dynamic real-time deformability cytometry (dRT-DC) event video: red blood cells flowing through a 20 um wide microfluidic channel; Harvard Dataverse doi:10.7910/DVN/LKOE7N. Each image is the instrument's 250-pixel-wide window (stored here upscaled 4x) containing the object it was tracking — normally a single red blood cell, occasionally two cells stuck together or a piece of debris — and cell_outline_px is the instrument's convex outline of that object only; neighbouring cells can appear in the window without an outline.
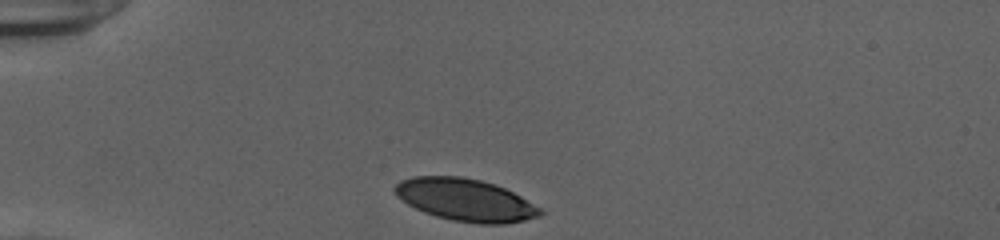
{"species": "human", "species_latin": "Homo sapiens", "temperature_condition": "cold", "stored_images_in_passage": 31, "camera_frame_rate_fps": 3000, "um_per_image_px": 0.085, "donor": {"sex": "female"}, "frame": {"image": 1, "passage_image": 1, "time_ms": 0.0, "image_size_px": [1000, 240], "cell_outline_px": [[544, 212], [540, 216], [524, 220], [504, 224], [480, 224], [452, 220], [436, 216], [424, 212], [408, 204], [396, 196], [392, 192], [392, 188], [400, 180], [412, 176], [460, 176], [480, 180], [504, 188], [544, 208]], "centroid_in_image_um": [39.55, 16.99], "position_along_channel_um": 45.4, "area_um2": 36.01}}
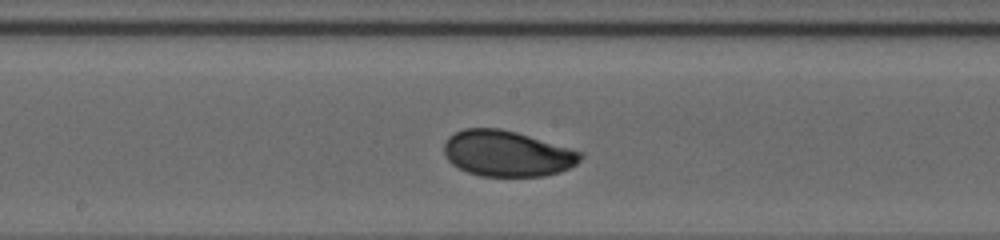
{"frame": {"image": 2, "passage_image": 16, "time_ms": 5.0, "image_size_px": [1000, 240], "cell_outline_px": [[584, 156], [576, 164], [560, 172], [544, 176], [480, 176], [468, 172], [452, 164], [444, 156], [444, 144], [448, 136], [464, 128], [500, 128], [516, 132], [584, 152]], "centroid_in_image_um": [43.1, 13.05], "position_along_channel_um": 205.1, "area_um2": 36.53}}
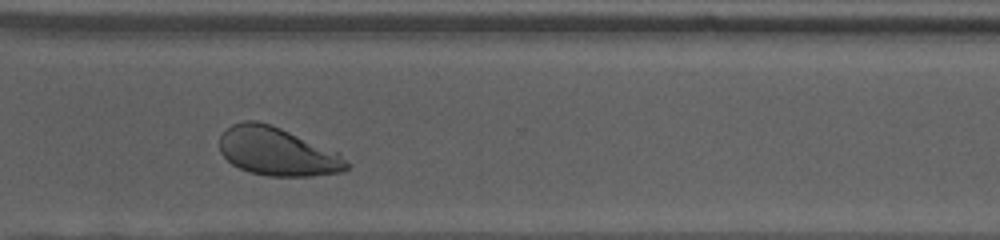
{"frame": {"image": 3, "passage_image": 27, "time_ms": 8.667, "image_size_px": [1000, 240], "cell_outline_px": [[348, 168], [344, 172], [312, 176], [268, 176], [248, 172], [232, 164], [220, 152], [220, 136], [232, 124], [244, 120], [256, 120], [280, 128], [336, 152], [348, 164]], "centroid_in_image_um": [23.52, 12.9], "position_along_channel_um": 347.1, "area_um2": 35.26}, "authors_computed_cell_mechanics": {"area_um2": 36.125, "velocity_mm_per_s": 3.8768, "shape_relaxation_time_tau1_ms": 2.4275, "shape_relaxation_time_tau2_ms": 2.2638, "deformation_change_tau1": 0.107, "deformation_change_tau2": 0.0518}}